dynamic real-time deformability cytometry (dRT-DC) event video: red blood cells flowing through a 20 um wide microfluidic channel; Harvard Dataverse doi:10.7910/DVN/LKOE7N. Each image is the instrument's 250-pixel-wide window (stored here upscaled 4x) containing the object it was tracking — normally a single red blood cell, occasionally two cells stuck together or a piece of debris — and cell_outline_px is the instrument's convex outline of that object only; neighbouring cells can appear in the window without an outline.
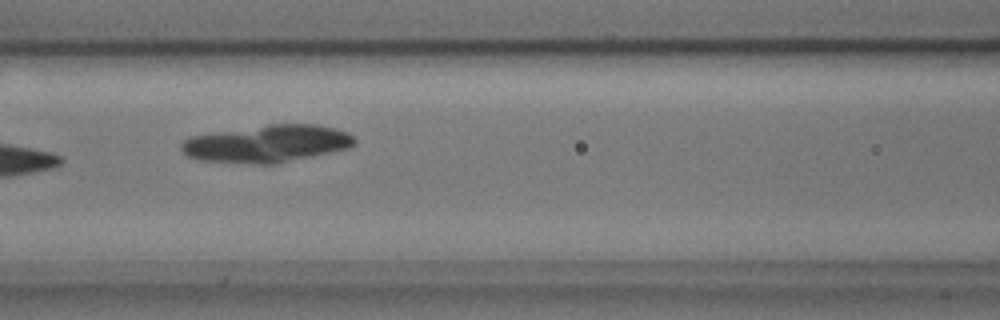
{"species": "common noctule bat (a hibernating species)", "species_latin": "Nyctalus noctula", "temperature_condition": "cold", "stored_images_in_passage": 11, "camera_frame_rate_fps": 3000, "um_per_image_px": 0.085, "animal": {"sex": "male", "body_mass_g": 17.9, "forearm_length_mm": 54.2}, "frame": {"image": 1, "passage_image": 7, "time_ms": 2.0, "image_size_px": [1000, 320], "cell_outline_px": [[356, 144], [348, 148], [276, 164], [252, 164], [196, 160], [188, 156], [180, 148], [180, 144], [184, 140], [192, 136], [268, 124], [316, 124], [336, 128], [348, 132], [356, 140]], "centroid_in_image_um": [22.71, 12.22], "position_along_channel_um": 143.9, "area_um2": 37.69}}
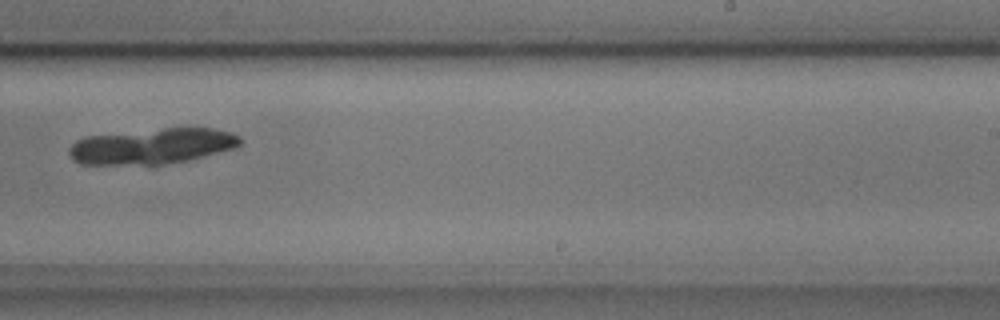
{"frame": {"image": 2, "passage_image": 10, "time_ms": 3.0, "image_size_px": [1000, 320], "cell_outline_px": [[244, 140], [236, 148], [156, 168], [152, 168], [80, 164], [72, 160], [68, 152], [68, 148], [76, 140], [84, 136], [164, 128], [212, 128], [228, 132], [240, 136]], "centroid_in_image_um": [12.88, 12.49], "position_along_channel_um": 276.1, "area_um2": 37.11}}
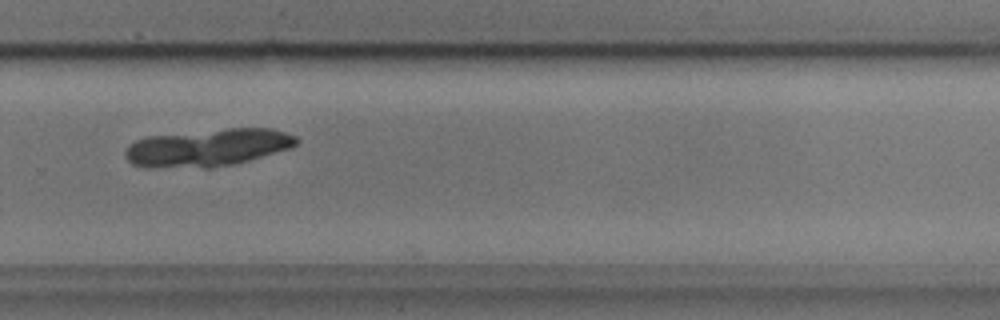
{"frame": {"image": 3, "passage_image": 11, "time_ms": 3.333, "image_size_px": [1000, 320], "cell_outline_px": [[300, 140], [292, 148], [248, 160], [232, 164], [212, 168], [204, 168], [132, 164], [124, 156], [124, 152], [136, 140], [148, 136], [228, 128], [272, 128], [296, 136]], "centroid_in_image_um": [17.75, 12.52], "position_along_channel_um": 312.0, "area_um2": 36.82}}